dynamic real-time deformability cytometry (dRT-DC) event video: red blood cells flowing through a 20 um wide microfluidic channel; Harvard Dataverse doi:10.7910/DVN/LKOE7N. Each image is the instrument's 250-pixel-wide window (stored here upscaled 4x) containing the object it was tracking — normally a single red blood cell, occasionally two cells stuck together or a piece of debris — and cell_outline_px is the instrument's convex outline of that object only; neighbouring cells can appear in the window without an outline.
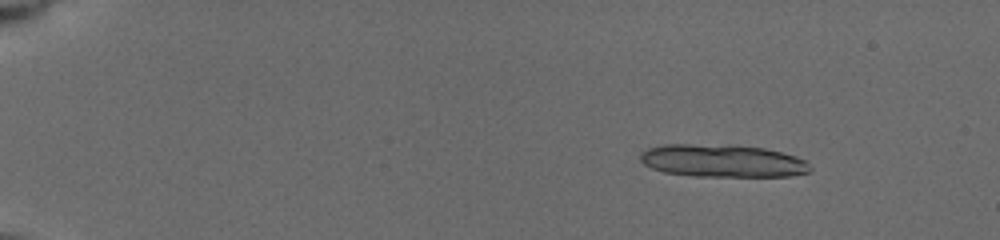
{"species": "common noctule bat (a hibernating species)", "species_latin": "Nyctalus noctula", "temperature_condition": "cold", "stored_images_in_passage": 25, "camera_frame_rate_fps": 3000, "um_per_image_px": 0.085, "animal": {"sex": "female", "body_mass_g": 19.5, "forearm_length_mm": 54.1}, "frame": {"image": 1, "passage_image": 14, "time_ms": 2.333, "image_size_px": [1000, 240], "cell_outline_px": [[812, 168], [808, 172], [788, 176], [696, 176], [664, 172], [652, 168], [644, 164], [640, 160], [640, 152], [648, 148], [660, 144], [732, 144], [764, 148], [796, 156], [804, 160]], "centroid_in_image_um": [61.37, 13.65], "position_along_channel_um": 23.6, "area_um2": 32.54}}